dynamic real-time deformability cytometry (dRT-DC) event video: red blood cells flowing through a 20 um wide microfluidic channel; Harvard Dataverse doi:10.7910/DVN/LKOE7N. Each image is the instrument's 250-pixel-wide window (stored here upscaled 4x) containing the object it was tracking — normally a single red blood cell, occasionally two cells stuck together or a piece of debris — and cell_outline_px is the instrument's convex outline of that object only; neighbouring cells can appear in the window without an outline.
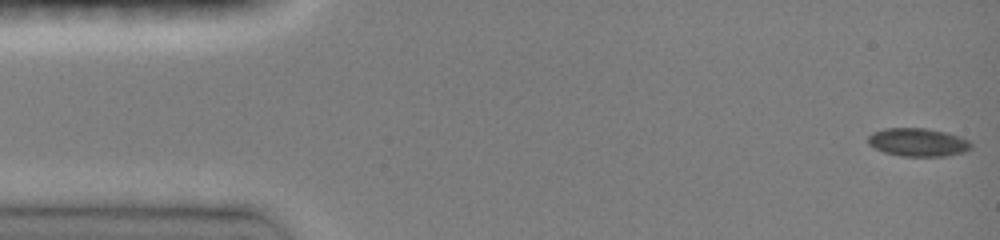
{"species": "common noctule bat (a hibernating species)", "species_latin": "Nyctalus noctula", "temperature_condition": "room temperature", "stored_images_in_passage": 46, "camera_frame_rate_fps": 3000, "um_per_image_px": 0.085, "animal": {"sex": "female", "body_mass_g": 19.0, "forearm_length_mm": 51.5}, "frame": {"image": 1, "passage_image": 1, "time_ms": 0.0, "image_size_px": [1000, 240], "cell_outline_px": [[972, 148], [964, 152], [944, 156], [900, 156], [884, 152], [868, 144], [868, 136], [872, 132], [884, 128], [924, 128], [948, 132], [960, 136], [968, 140], [972, 144]], "centroid_in_image_um": [78.04, 12.08], "position_along_channel_um": 7.0, "area_um2": 17.05}}
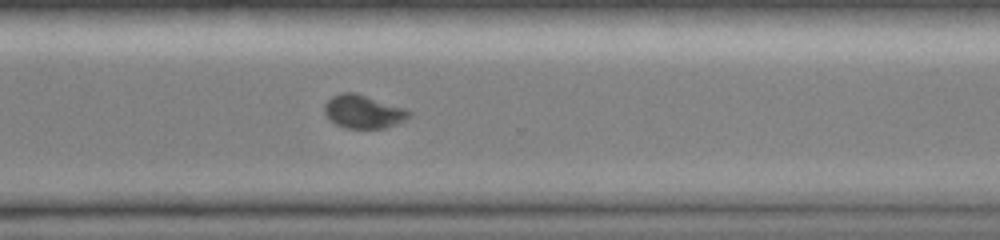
{"frame": {"image": 2, "passage_image": 34, "time_ms": 11.0, "image_size_px": [1000, 240], "cell_outline_px": [[412, 116], [396, 124], [384, 128], [348, 128], [336, 124], [324, 112], [324, 104], [332, 96], [340, 92], [356, 92], [408, 108], [412, 112]], "centroid_in_image_um": [30.94, 9.46], "position_along_channel_um": 339.7, "area_um2": 16.65}}
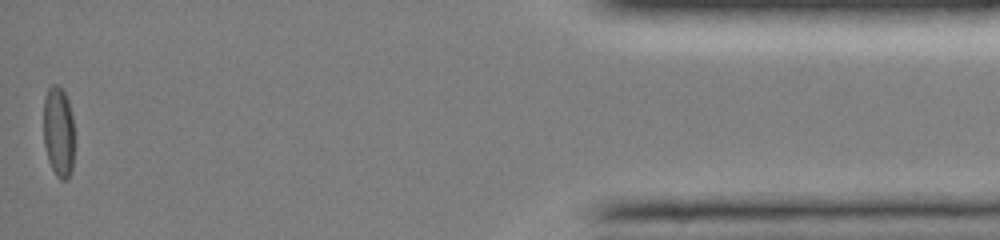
{"frame": {"image": 3, "passage_image": 46, "time_ms": 15.0, "image_size_px": [1000, 240], "cell_outline_px": [[72, 168], [68, 176], [64, 180], [60, 180], [56, 176], [48, 160], [44, 144], [44, 96], [48, 88], [52, 84], [56, 84], [64, 92], [68, 100], [72, 116]], "centroid_in_image_um": [4.94, 11.17], "position_along_channel_um": 430.3, "area_um2": 16.01}, "authors_computed_cell_mechanics": {"area_um2": 16.7909, "velocity_mm_per_s": 4.1308, "shape_relaxation_time_tau1_ms": 8.4224, "shape_relaxation_time_tau2_ms": 1.227, "deformation_change_tau1": 0.2273, "deformation_change_tau2": 0.0478}}